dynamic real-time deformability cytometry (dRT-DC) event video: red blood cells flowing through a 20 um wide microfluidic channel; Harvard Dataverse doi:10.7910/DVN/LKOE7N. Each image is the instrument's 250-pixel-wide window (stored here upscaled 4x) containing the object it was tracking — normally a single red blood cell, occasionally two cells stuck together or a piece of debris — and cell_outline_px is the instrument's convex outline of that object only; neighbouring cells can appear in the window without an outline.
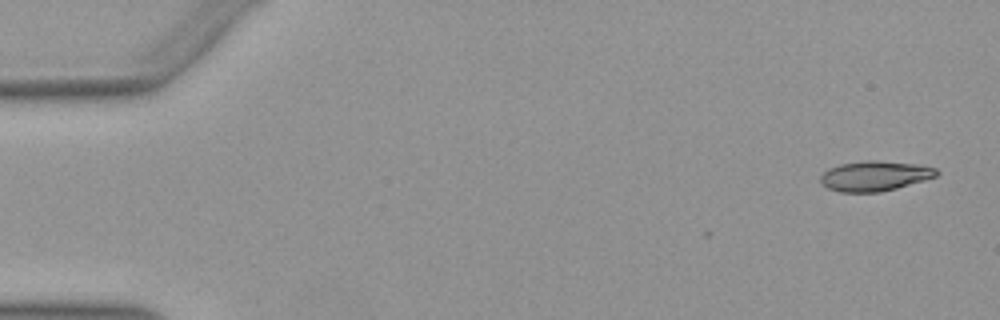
{"species": "Egyptian fruit bat (a non-hibernating species)", "species_latin": "Rousettus aegyptiacus", "temperature_condition": "warm", "stored_images_in_passage": 2, "camera_frame_rate_fps": 3000, "um_per_image_px": 0.085, "animal": {"sex": "female"}, "frame": {"image": 1, "passage_image": 2, "time_ms": 0.333, "image_size_px": [1000, 320], "cell_outline_px": [[940, 172], [936, 176], [924, 180], [896, 188], [880, 192], [840, 192], [828, 188], [820, 184], [820, 176], [828, 168], [840, 164], [868, 160], [876, 160], [920, 164], [936, 168]], "centroid_in_image_um": [74.35, 14.95], "position_along_channel_um": 10.7, "area_um2": 20.4}}